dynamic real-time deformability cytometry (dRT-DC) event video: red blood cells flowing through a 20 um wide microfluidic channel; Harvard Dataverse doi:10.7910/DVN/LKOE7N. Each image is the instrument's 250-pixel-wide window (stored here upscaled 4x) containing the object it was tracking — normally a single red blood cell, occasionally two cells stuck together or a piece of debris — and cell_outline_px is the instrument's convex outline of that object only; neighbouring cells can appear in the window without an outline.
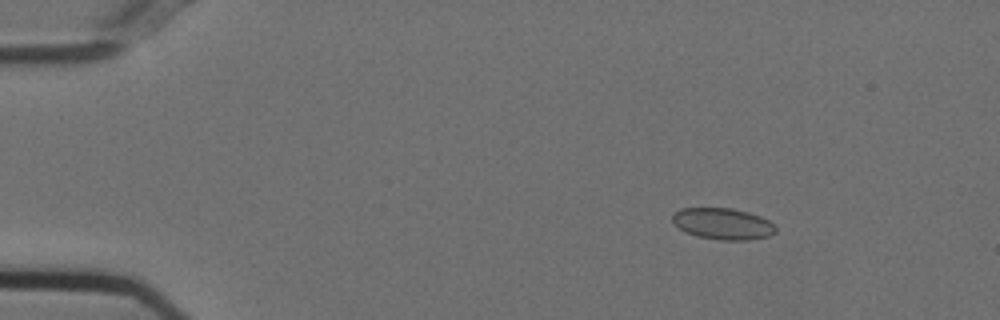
{"species": "Egyptian fruit bat (a non-hibernating species)", "species_latin": "Rousettus aegyptiacus", "temperature_condition": "cold", "stored_images_in_passage": 48, "camera_frame_rate_fps": 3000, "um_per_image_px": 0.085, "animal": {"sex": "female"}, "frame": {"image": 1, "passage_image": 1, "time_ms": 0.0, "image_size_px": [1000, 320], "cell_outline_px": [[776, 232], [768, 236], [748, 240], [720, 240], [696, 236], [680, 228], [672, 220], [672, 216], [680, 208], [732, 208], [748, 212], [760, 216], [776, 224]], "centroid_in_image_um": [61.48, 19.02], "position_along_channel_um": 23.5, "area_um2": 18.84}}
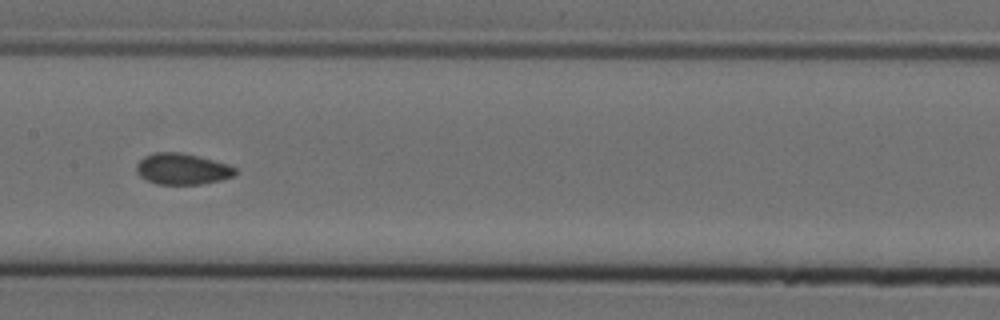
{"frame": {"image": 2, "passage_image": 21, "time_ms": 6.667, "image_size_px": [1000, 320], "cell_outline_px": [[236, 176], [220, 180], [200, 184], [156, 184], [140, 176], [136, 172], [136, 164], [144, 156], [152, 152], [184, 152], [200, 156], [228, 164], [236, 168]], "centroid_in_image_um": [15.49, 14.35], "position_along_channel_um": 191.9, "area_um2": 18.15}}
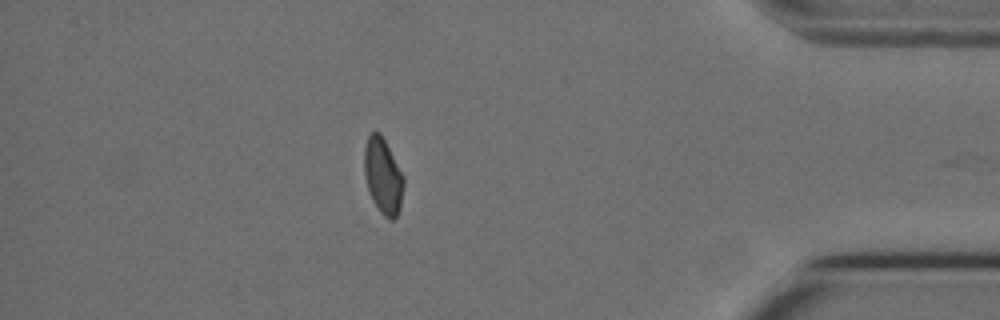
{"frame": {"image": 3, "passage_image": 41, "time_ms": 13.333, "image_size_px": [1000, 320], "cell_outline_px": [[404, 184], [400, 208], [396, 216], [392, 220], [388, 220], [380, 212], [372, 200], [368, 188], [364, 172], [364, 148], [368, 136], [372, 132], [380, 132], [404, 176]], "centroid_in_image_um": [32.55, 14.97], "position_along_channel_um": 402.6, "area_um2": 17.34}, "authors_computed_cell_mechanics": {"area_um2": 18.0625, "velocity_mm_per_s": 3.7357, "shape_relaxation_time_tau1_ms": null, "shape_relaxation_time_tau2_ms": 1.4803, "deformation_change_tau1": null, "deformation_change_tau2": 0.0557}}